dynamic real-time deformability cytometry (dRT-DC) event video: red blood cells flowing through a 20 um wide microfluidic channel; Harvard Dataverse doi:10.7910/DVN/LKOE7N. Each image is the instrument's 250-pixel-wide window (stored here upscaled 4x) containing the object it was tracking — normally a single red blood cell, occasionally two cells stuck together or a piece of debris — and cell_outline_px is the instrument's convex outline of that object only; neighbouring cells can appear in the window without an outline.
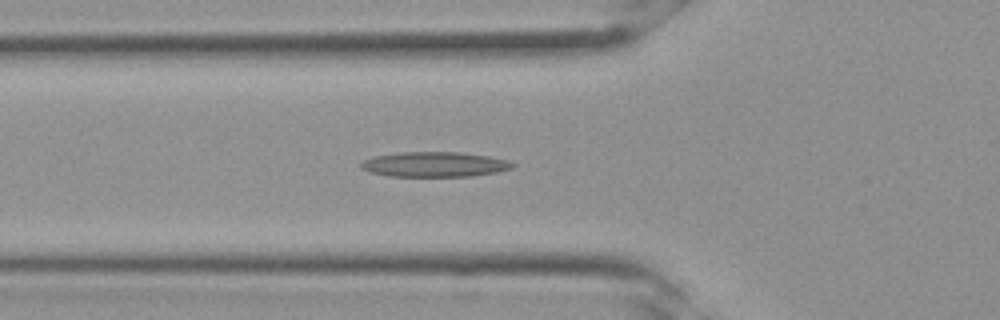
{"species": "Egyptian fruit bat (a non-hibernating species)", "species_latin": "Rousettus aegyptiacus", "temperature_condition": "room temperature", "stored_images_in_passage": 32, "camera_frame_rate_fps": 3000, "um_per_image_px": 0.085, "frame": {"image": 1, "passage_image": 11, "time_ms": 3.333, "image_size_px": [1000, 320], "cell_outline_px": [[516, 164], [512, 168], [496, 172], [472, 176], [388, 176], [372, 172], [360, 168], [360, 164], [364, 160], [376, 156], [400, 152], [456, 152], [488, 156], [508, 160]], "centroid_in_image_um": [36.95, 13.97], "position_along_channel_um": 88.8, "area_um2": 21.91}}
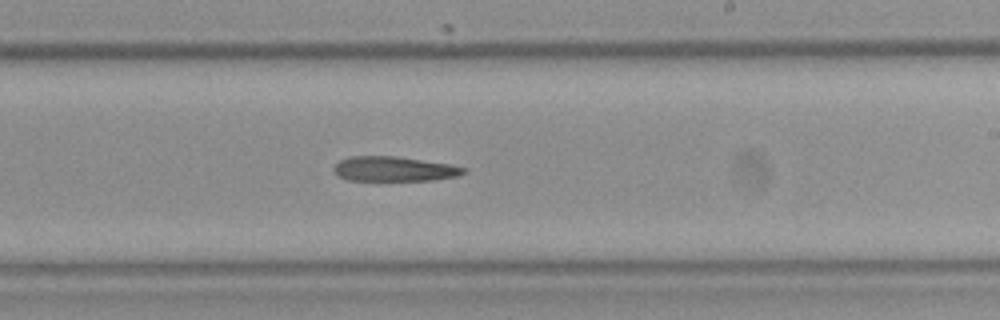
{"frame": {"image": 2, "passage_image": 19, "time_ms": 6.0, "image_size_px": [1000, 320], "cell_outline_px": [[468, 172], [456, 176], [432, 180], [348, 180], [336, 176], [332, 168], [340, 160], [348, 156], [396, 156], [452, 164], [468, 168]], "centroid_in_image_um": [33.5, 14.35], "position_along_channel_um": 255.5, "area_um2": 18.96}}
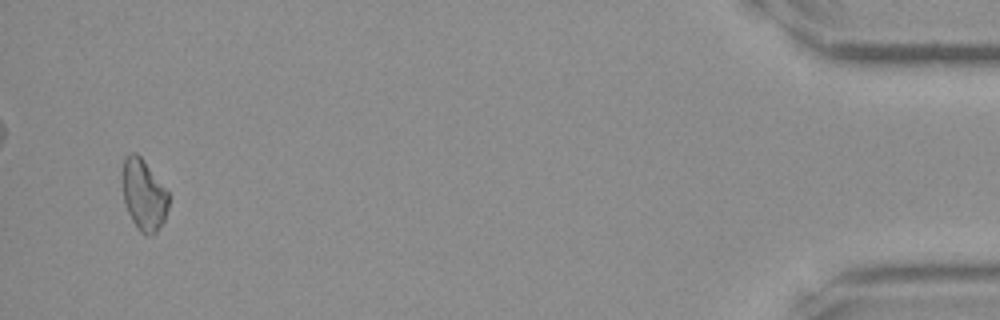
{"frame": {"image": 3, "passage_image": 31, "time_ms": 10.0, "image_size_px": [1000, 320], "cell_outline_px": [[168, 208], [164, 220], [156, 232], [152, 236], [144, 236], [136, 228], [128, 212], [124, 200], [124, 156], [132, 152], [136, 152], [144, 160], [168, 192]], "centroid_in_image_um": [12.24, 16.6], "position_along_channel_um": 423.0, "area_um2": 18.9}}